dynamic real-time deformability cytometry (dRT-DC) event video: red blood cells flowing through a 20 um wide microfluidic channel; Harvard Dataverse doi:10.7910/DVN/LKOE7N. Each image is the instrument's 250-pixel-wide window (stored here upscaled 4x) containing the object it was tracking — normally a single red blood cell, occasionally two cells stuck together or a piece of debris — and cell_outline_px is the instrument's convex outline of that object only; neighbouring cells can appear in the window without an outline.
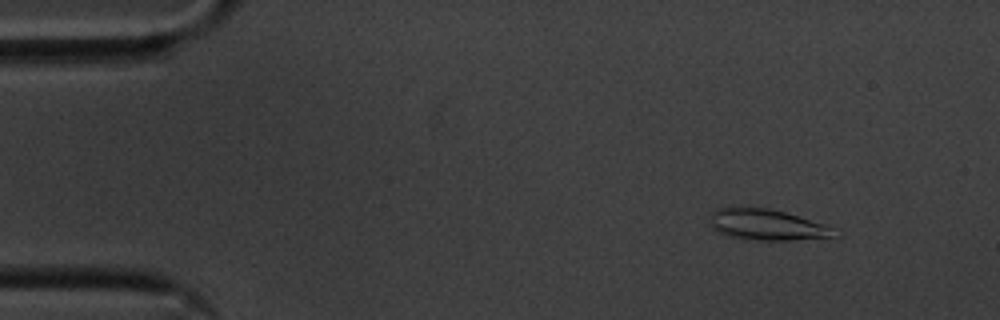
{"species": "common noctule bat (a hibernating species)", "species_latin": "Nyctalus noctula", "temperature_condition": "cold", "stored_images_in_passage": 54, "camera_frame_rate_fps": 3000, "um_per_image_px": 0.085, "animal": {"sex": "male", "body_mass_g": 20.1, "forearm_length_mm": 53.5}, "frame": {"image": 1, "passage_image": 5, "time_ms": 1.333, "image_size_px": [1000, 320], "cell_outline_px": [[844, 232], [840, 236], [788, 240], [740, 240], [716, 232], [712, 228], [712, 212], [716, 208], [732, 204], [768, 208], [784, 212], [824, 224], [836, 228]], "centroid_in_image_um": [65.18, 19.09], "position_along_channel_um": 19.8, "area_um2": 23.35}}
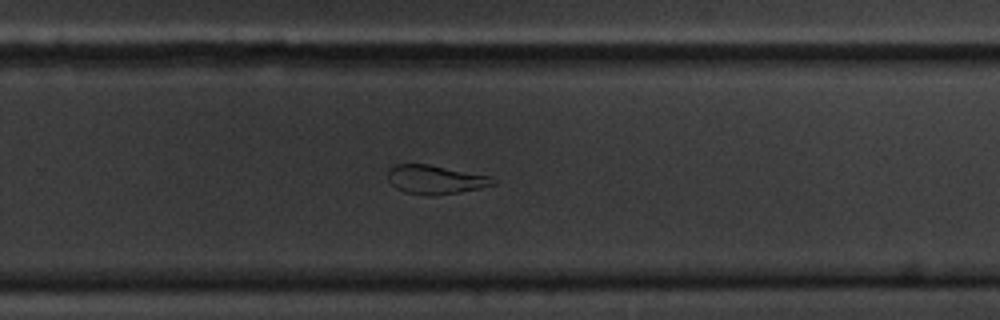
{"frame": {"image": 2, "passage_image": 35, "time_ms": 11.333, "image_size_px": [1000, 320], "cell_outline_px": [[496, 184], [480, 188], [460, 192], [432, 196], [428, 196], [404, 192], [396, 188], [388, 180], [388, 168], [396, 164], [428, 164], [488, 176], [496, 180]], "centroid_in_image_um": [36.97, 15.27], "position_along_channel_um": 292.8, "area_um2": 17.63}}
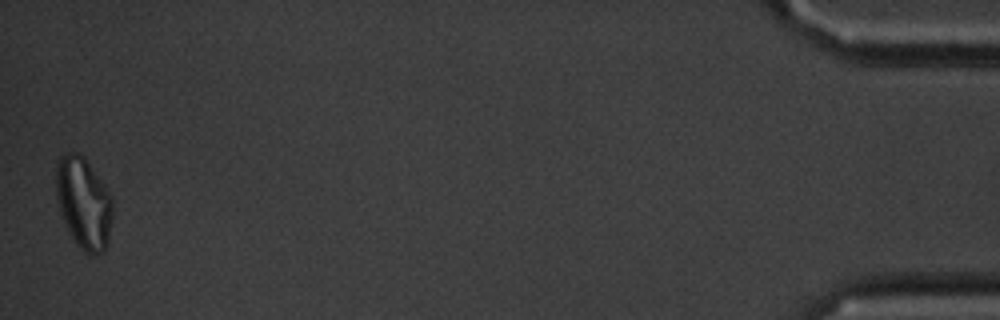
{"frame": {"image": 3, "passage_image": 54, "time_ms": 17.667, "image_size_px": [1000, 320], "cell_outline_px": [[112, 220], [108, 244], [104, 252], [96, 256], [88, 256], [76, 244], [68, 232], [60, 212], [56, 196], [56, 164], [60, 156], [68, 152], [80, 152], [84, 156], [104, 184], [112, 196]], "centroid_in_image_um": [7.12, 17.28], "position_along_channel_um": 428.1, "area_um2": 30.81}, "authors_computed_cell_mechanics": {"area_um2": 20.1433, "velocity_mm_per_s": 3.5712, "shape_relaxation_time_tau1_ms": null, "shape_relaxation_time_tau2_ms": 3.1905, "deformation_change_tau1": null, "deformation_change_tau2": 0.101}}